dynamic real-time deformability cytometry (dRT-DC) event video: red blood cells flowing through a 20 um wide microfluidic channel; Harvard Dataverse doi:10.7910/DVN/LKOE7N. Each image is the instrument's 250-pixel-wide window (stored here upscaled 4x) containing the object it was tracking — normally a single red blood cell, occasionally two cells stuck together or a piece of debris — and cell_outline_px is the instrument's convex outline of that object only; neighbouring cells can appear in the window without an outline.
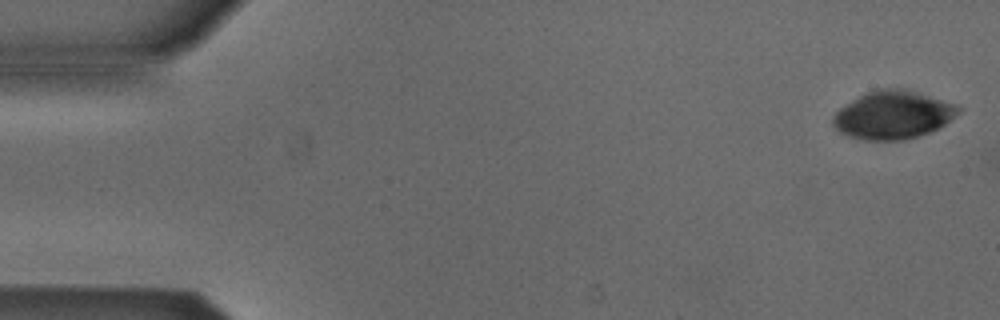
{"species": "Egyptian fruit bat (a non-hibernating species)", "species_latin": "Rousettus aegyptiacus", "temperature_condition": "cold", "stored_images_in_passage": 9, "camera_frame_rate_fps": 3000, "um_per_image_px": 0.085, "animal": {"sex": "male"}, "frame": {"image": 1, "passage_image": 1, "time_ms": 0.0, "image_size_px": [1000, 320], "cell_outline_px": [[964, 108], [960, 112], [944, 124], [928, 132], [904, 140], [868, 140], [848, 136], [840, 132], [832, 124], [832, 116], [840, 108], [852, 100], [868, 92], [884, 88], [904, 88], [956, 104]], "centroid_in_image_um": [75.9, 9.76], "position_along_channel_um": 9.1, "area_um2": 34.8}}